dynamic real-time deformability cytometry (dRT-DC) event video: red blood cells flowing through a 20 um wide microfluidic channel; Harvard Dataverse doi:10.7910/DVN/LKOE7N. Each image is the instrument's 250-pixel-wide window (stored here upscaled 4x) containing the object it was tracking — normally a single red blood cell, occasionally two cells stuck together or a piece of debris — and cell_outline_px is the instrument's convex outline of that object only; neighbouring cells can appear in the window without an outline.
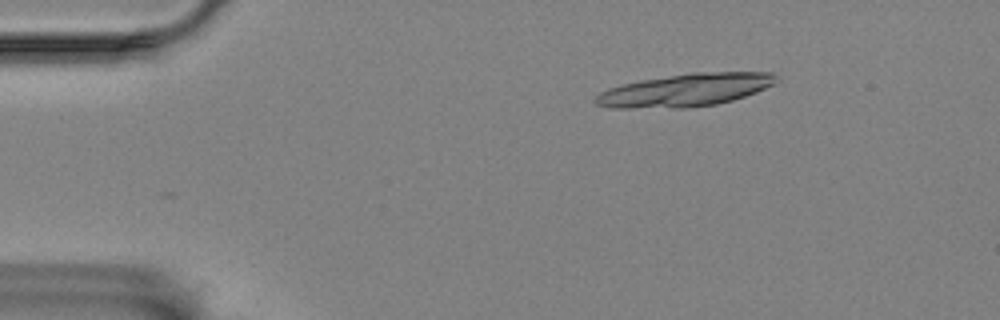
{"species": "Egyptian fruit bat (a non-hibernating species)", "species_latin": "Rousettus aegyptiacus", "temperature_condition": "room temperature", "stored_images_in_passage": 14, "camera_frame_rate_fps": 3000, "um_per_image_px": 0.085, "animal": {"sex": "female"}, "frame": {"image": 1, "passage_image": 1, "time_ms": 0.0, "image_size_px": [1000, 320], "cell_outline_px": [[776, 80], [772, 84], [756, 92], [732, 100], [716, 104], [684, 108], [612, 108], [596, 104], [592, 100], [600, 92], [608, 88], [620, 84], [640, 80], [688, 72], [772, 72], [776, 76]], "centroid_in_image_um": [58.19, 7.65], "position_along_channel_um": 26.8, "area_um2": 34.62}}